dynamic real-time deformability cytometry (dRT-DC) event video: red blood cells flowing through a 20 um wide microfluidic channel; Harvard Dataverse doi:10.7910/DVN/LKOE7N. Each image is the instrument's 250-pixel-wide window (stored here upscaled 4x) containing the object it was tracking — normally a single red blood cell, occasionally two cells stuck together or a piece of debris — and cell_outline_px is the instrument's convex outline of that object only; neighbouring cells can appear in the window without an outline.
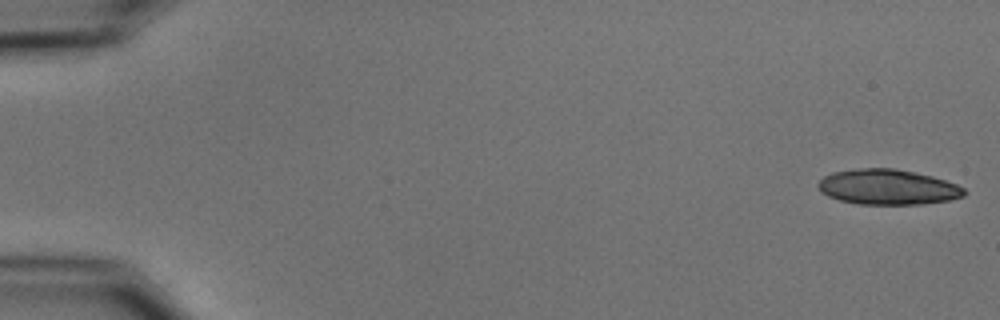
{"species": "common noctule bat (a hibernating species)", "species_latin": "Nyctalus noctula", "temperature_condition": "cold", "stored_images_in_passage": 42, "camera_frame_rate_fps": 3000, "um_per_image_px": 0.085, "animal": {"sex": "male", "body_mass_g": 15.6}, "frame": {"image": 1, "passage_image": 1, "time_ms": 0.0, "image_size_px": [1000, 320], "cell_outline_px": [[968, 192], [964, 196], [948, 200], [924, 204], [860, 204], [840, 200], [828, 196], [816, 184], [824, 176], [832, 172], [856, 168], [892, 168], [932, 176], [956, 184], [964, 188]], "centroid_in_image_um": [75.47, 15.89], "position_along_channel_um": 9.5, "area_um2": 29.88}}